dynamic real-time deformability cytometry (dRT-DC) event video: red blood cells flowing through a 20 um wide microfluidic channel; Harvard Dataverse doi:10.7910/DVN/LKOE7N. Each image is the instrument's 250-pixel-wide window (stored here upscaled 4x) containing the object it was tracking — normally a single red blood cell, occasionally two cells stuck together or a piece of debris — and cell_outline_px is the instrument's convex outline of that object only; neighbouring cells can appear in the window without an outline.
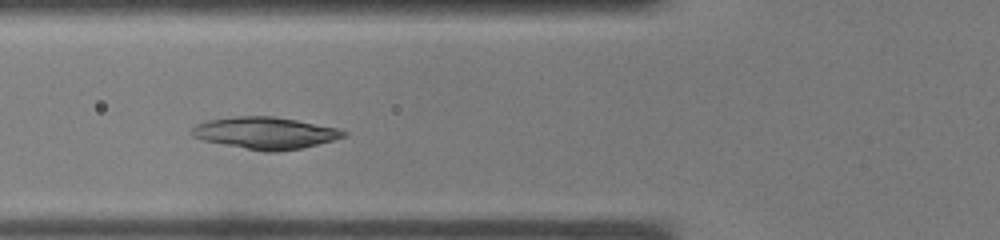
{"species": "common noctule bat (a hibernating species)", "species_latin": "Nyctalus noctula", "temperature_condition": "warm", "stored_images_in_passage": 33, "camera_frame_rate_fps": 3000, "um_per_image_px": 0.085, "animal": {"sex": "male", "body_mass_g": 19.0, "forearm_length_mm": 50.8}, "frame": {"image": 1, "passage_image": 10, "time_ms": 3.0, "image_size_px": [1000, 240], "cell_outline_px": [[348, 136], [300, 148], [276, 152], [264, 152], [204, 140], [192, 136], [192, 128], [196, 124], [204, 120], [236, 116], [272, 116], [296, 120], [336, 128], [348, 132]], "centroid_in_image_um": [22.52, 11.3], "position_along_channel_um": 103.3, "area_um2": 27.98}}
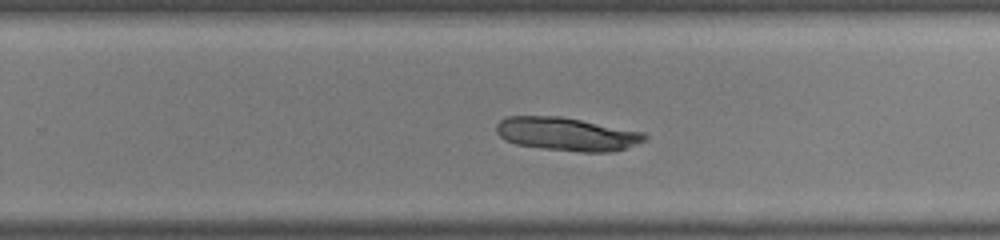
{"frame": {"image": 2, "passage_image": 20, "time_ms": 6.333, "image_size_px": [1000, 240], "cell_outline_px": [[648, 136], [644, 140], [636, 144], [612, 152], [580, 152], [544, 148], [516, 144], [504, 140], [496, 132], [496, 124], [500, 120], [508, 116], [560, 116], [644, 132]], "centroid_in_image_um": [48.15, 11.39], "position_along_channel_um": 281.6, "area_um2": 28.67}}
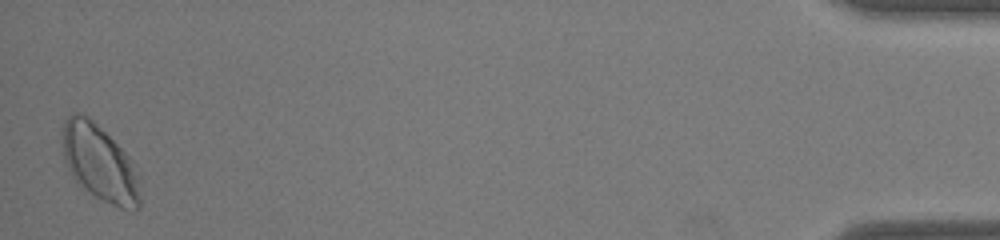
{"frame": {"image": 3, "passage_image": 33, "time_ms": 10.667, "image_size_px": [1000, 240], "cell_outline_px": [[140, 208], [120, 208], [96, 196], [84, 188], [76, 180], [64, 160], [64, 120], [72, 112], [76, 112], [88, 116], [128, 156], [140, 200]], "centroid_in_image_um": [8.4, 13.82], "position_along_channel_um": 426.8, "area_um2": 32.54}}